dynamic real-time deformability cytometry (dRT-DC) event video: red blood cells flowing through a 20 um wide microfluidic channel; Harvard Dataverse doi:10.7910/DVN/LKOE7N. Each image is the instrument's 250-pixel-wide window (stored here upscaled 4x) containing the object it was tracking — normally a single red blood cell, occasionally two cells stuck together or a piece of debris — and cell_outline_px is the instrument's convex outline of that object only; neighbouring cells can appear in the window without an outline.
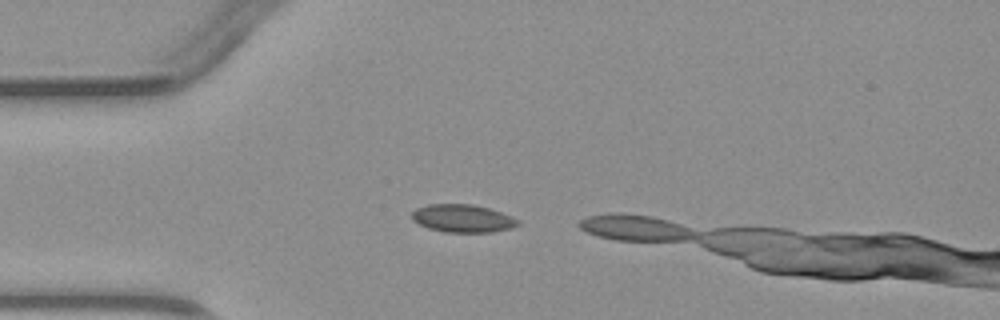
{"species": "common noctule bat (a hibernating species)", "species_latin": "Nyctalus noctula", "temperature_condition": "warm", "stored_images_in_passage": 2, "camera_frame_rate_fps": 3000, "um_per_image_px": 0.085, "animal": {"sex": "male", "body_mass_g": 23.1, "forearm_length_mm": 52.7}, "frame": {"image": 1, "passage_image": 1, "time_ms": 0.0, "image_size_px": [1000, 320], "cell_outline_px": [[520, 224], [512, 228], [492, 232], [444, 232], [428, 228], [412, 220], [412, 212], [416, 208], [428, 204], [472, 204], [488, 208], [512, 216], [520, 220]], "centroid_in_image_um": [39.34, 18.56], "position_along_channel_um": 45.7, "area_um2": 17.28}}